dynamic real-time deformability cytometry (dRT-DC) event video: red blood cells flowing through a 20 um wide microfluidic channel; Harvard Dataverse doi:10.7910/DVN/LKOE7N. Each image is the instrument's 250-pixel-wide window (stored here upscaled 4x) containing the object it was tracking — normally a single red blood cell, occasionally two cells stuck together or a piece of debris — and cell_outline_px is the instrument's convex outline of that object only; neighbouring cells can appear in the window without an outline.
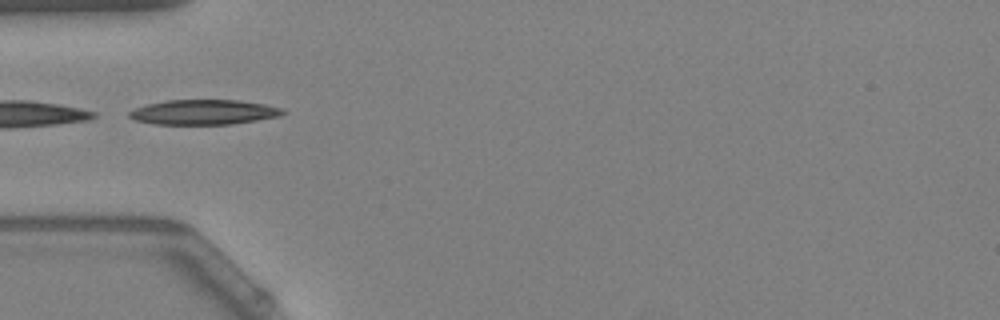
{"species": "Egyptian fruit bat (a non-hibernating species)", "species_latin": "Rousettus aegyptiacus", "temperature_condition": "warm", "stored_images_in_passage": 6, "camera_frame_rate_fps": 3000, "um_per_image_px": 0.085, "animal": {"sex": "female"}, "frame": {"image": 1, "passage_image": 1, "time_ms": 0.0, "image_size_px": [1000, 320], "cell_outline_px": [[288, 112], [280, 116], [232, 124], [152, 124], [136, 120], [128, 116], [128, 112], [136, 108], [148, 104], [164, 100], [240, 100], [264, 104], [280, 108]], "centroid_in_image_um": [17.32, 9.53], "position_along_channel_um": 67.7, "area_um2": 22.25}}